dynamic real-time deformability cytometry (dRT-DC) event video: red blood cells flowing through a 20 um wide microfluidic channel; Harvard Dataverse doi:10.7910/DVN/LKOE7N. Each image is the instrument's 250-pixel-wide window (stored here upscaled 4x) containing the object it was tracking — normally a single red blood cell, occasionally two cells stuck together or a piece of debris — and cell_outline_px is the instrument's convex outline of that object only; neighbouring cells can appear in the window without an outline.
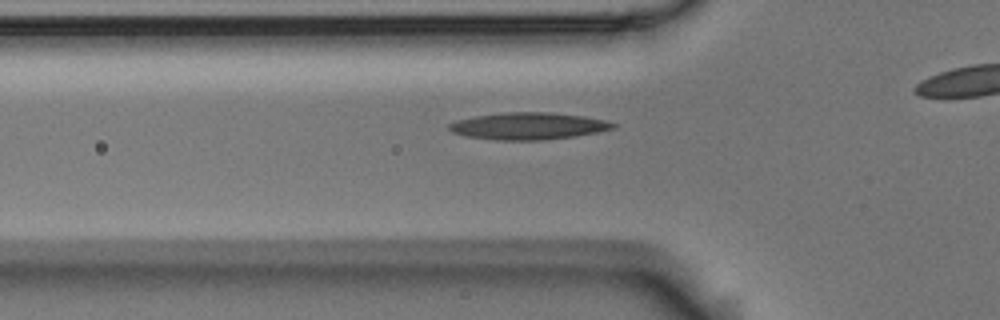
{"species": "Egyptian fruit bat (a non-hibernating species)", "species_latin": "Rousettus aegyptiacus", "temperature_condition": "room temperature", "stored_images_in_passage": 28, "camera_frame_rate_fps": 3000, "um_per_image_px": 0.085, "animal": {"sex": "male"}, "frame": {"image": 1, "passage_image": 2, "time_ms": 0.333, "image_size_px": [1000, 320], "cell_outline_px": [[616, 128], [576, 136], [544, 140], [496, 140], [468, 136], [452, 132], [448, 128], [448, 124], [456, 120], [476, 116], [504, 112], [548, 112], [584, 116], [608, 120], [616, 124]], "centroid_in_image_um": [44.94, 10.71], "position_along_channel_um": 80.9, "area_um2": 25.84}}
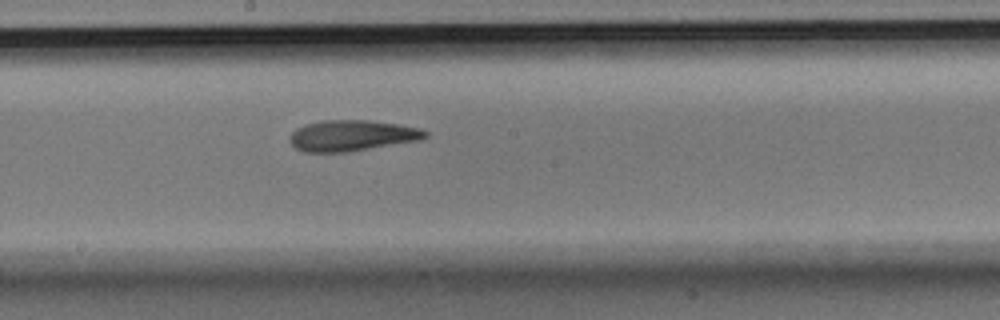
{"frame": {"image": 2, "passage_image": 13, "time_ms": 4.0, "image_size_px": [1000, 320], "cell_outline_px": [[428, 136], [420, 140], [348, 152], [304, 152], [296, 148], [292, 144], [292, 132], [296, 128], [304, 124], [320, 120], [368, 120], [400, 124], [420, 128], [428, 132]], "centroid_in_image_um": [29.94, 11.51], "position_along_channel_um": 218.3, "area_um2": 24.45}}
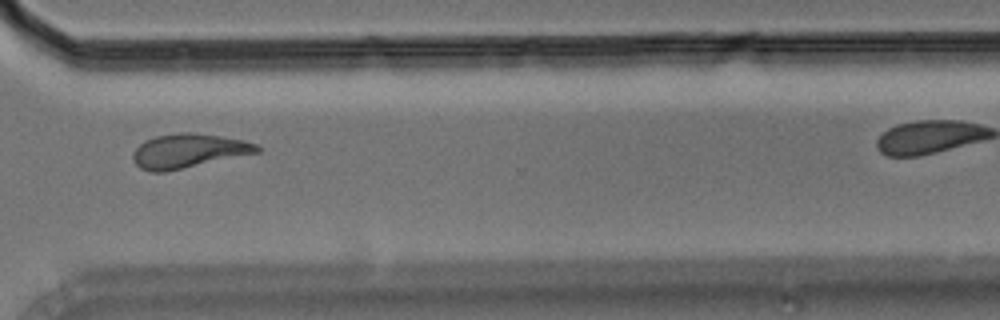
{"frame": {"image": 3, "passage_image": 24, "time_ms": 7.667, "image_size_px": [1000, 320], "cell_outline_px": [[260, 152], [164, 172], [148, 172], [140, 168], [136, 164], [132, 156], [132, 152], [144, 140], [156, 136], [180, 132], [188, 132], [220, 136], [244, 140], [256, 144], [260, 148]], "centroid_in_image_um": [15.99, 12.83], "position_along_channel_um": 354.6, "area_um2": 24.57}}